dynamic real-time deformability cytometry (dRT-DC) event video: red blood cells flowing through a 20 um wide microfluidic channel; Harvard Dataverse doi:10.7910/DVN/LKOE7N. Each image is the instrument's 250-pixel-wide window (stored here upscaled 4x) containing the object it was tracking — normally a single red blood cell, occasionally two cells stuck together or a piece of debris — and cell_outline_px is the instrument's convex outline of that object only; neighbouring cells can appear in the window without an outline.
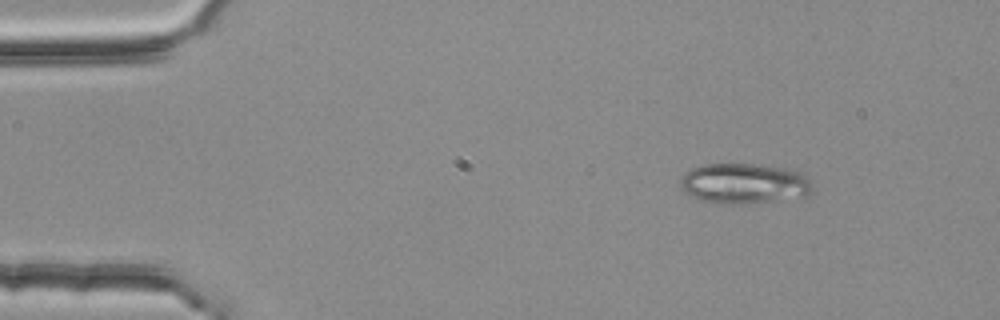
{"species": "common noctule bat (a hibernating species)", "species_latin": "Nyctalus noctula", "temperature_condition": "room temperature", "stored_images_in_passage": 48, "camera_frame_rate_fps": 3000, "um_per_image_px": 0.085, "animal": {"sex": "female", "body_mass_g": 25.1}, "frame": {"image": 1, "passage_image": 1, "time_ms": 0.0, "image_size_px": [1000, 320], "cell_outline_px": [[812, 192], [804, 196], [740, 204], [720, 204], [700, 200], [680, 188], [680, 180], [684, 172], [692, 168], [704, 164], [752, 164], [792, 168], [800, 172], [812, 184]], "centroid_in_image_um": [63.22, 15.58], "position_along_channel_um": 21.8, "area_um2": 30.98}}
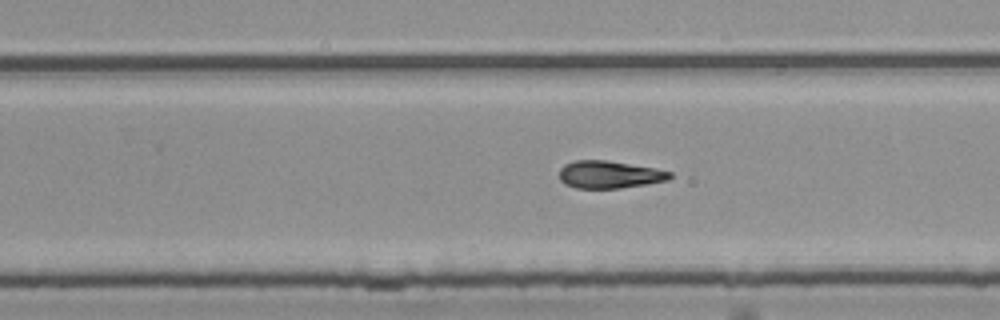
{"frame": {"image": 2, "passage_image": 28, "time_ms": 9.0, "image_size_px": [1000, 320], "cell_outline_px": [[672, 176], [668, 180], [620, 188], [576, 188], [564, 184], [560, 180], [560, 168], [564, 164], [576, 160], [604, 160], [656, 168], [672, 172]], "centroid_in_image_um": [51.78, 14.83], "position_along_channel_um": 278.0, "area_um2": 17.63}}
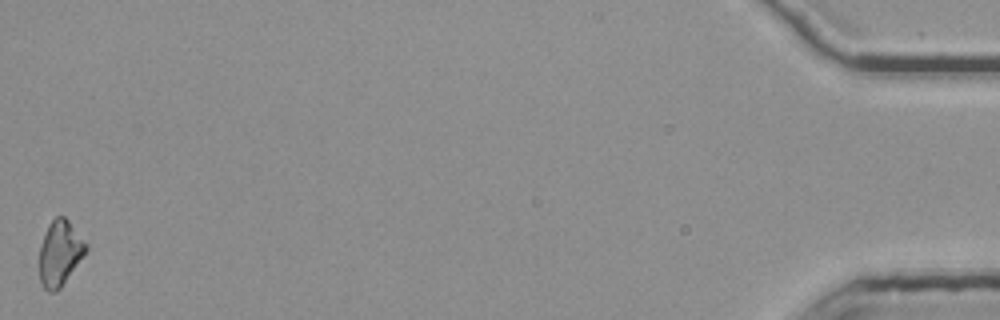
{"frame": {"image": 3, "passage_image": 48, "time_ms": 15.667, "image_size_px": [1000, 320], "cell_outline_px": [[88, 248], [60, 288], [56, 292], [48, 292], [44, 288], [40, 280], [40, 244], [48, 224], [56, 216], [64, 216], [68, 220], [88, 244]], "centroid_in_image_um": [5.08, 21.5], "position_along_channel_um": 430.1, "area_um2": 17.51}, "authors_computed_cell_mechanics": {"area_um2": 17.918, "velocity_mm_per_s": 3.7752, "shape_relaxation_time_tau1_ms": null, "shape_relaxation_time_tau2_ms": 5.6379, "deformation_change_tau1": null, "deformation_change_tau2": 0.1345}}